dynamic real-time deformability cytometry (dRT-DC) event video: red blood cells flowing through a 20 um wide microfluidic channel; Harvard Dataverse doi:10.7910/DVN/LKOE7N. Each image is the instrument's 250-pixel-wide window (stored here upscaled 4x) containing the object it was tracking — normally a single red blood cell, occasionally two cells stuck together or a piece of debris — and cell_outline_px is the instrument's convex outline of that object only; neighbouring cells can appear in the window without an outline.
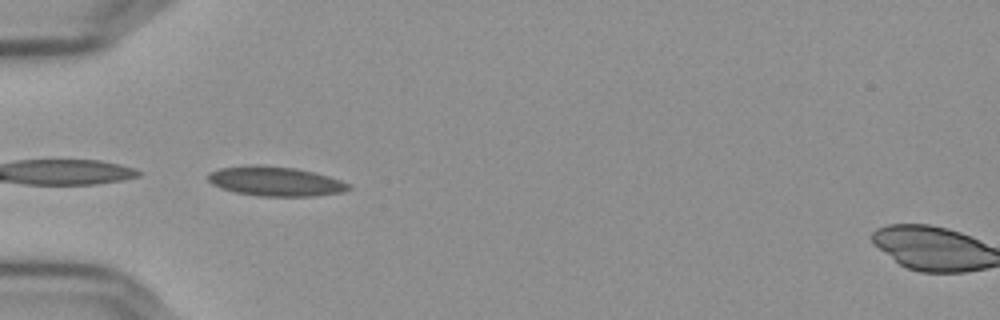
{"species": "Egyptian fruit bat (a non-hibernating species)", "species_latin": "Rousettus aegyptiacus", "temperature_condition": "cold", "stored_images_in_passage": 39, "camera_frame_rate_fps": 3000, "um_per_image_px": 0.085, "frame": {"image": 1, "passage_image": 1, "time_ms": 0.0, "image_size_px": [1000, 320], "cell_outline_px": [[352, 188], [344, 192], [316, 196], [260, 196], [236, 192], [220, 188], [212, 184], [208, 180], [208, 172], [220, 168], [252, 164], [264, 164], [296, 168], [328, 176], [352, 184]], "centroid_in_image_um": [23.42, 15.4], "position_along_channel_um": 61.6, "area_um2": 24.45}}
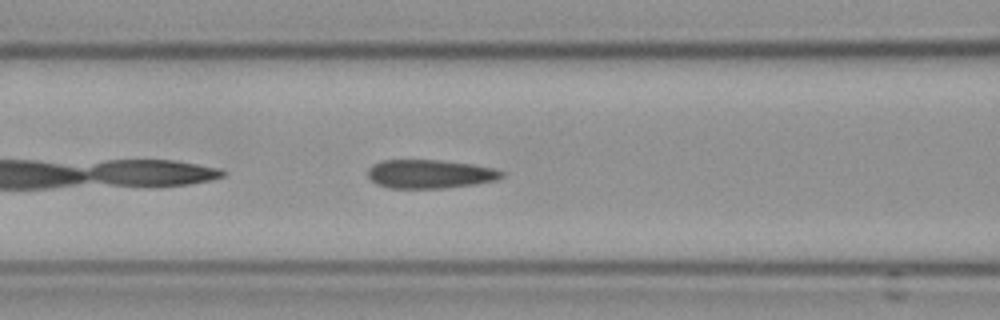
{"frame": {"image": 2, "passage_image": 7, "time_ms": 2.0, "image_size_px": [1000, 320], "cell_outline_px": [[504, 176], [496, 180], [476, 184], [444, 188], [388, 188], [376, 184], [368, 176], [368, 168], [372, 164], [380, 160], [440, 160], [472, 164], [492, 168], [504, 172]], "centroid_in_image_um": [36.52, 14.79], "position_along_channel_um": 130.1, "area_um2": 22.48}}
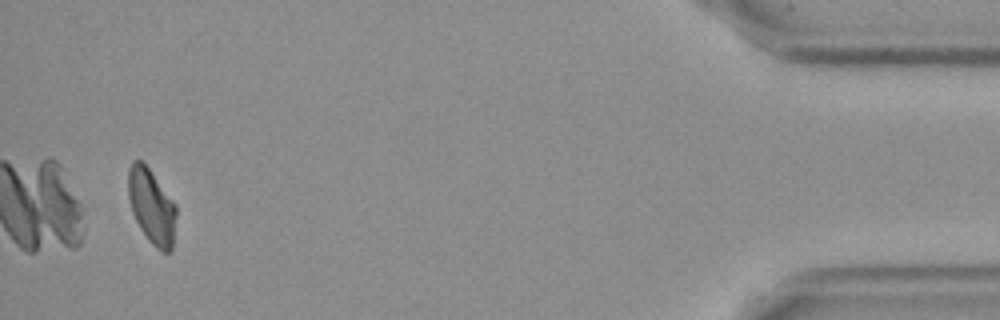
{"frame": {"image": 3, "passage_image": 37, "time_ms": 12.0, "image_size_px": [1000, 320], "cell_outline_px": [[176, 216], [172, 248], [168, 252], [160, 252], [148, 240], [140, 228], [132, 212], [128, 196], [128, 168], [132, 160], [144, 160], [176, 204]], "centroid_in_image_um": [12.88, 17.5], "position_along_channel_um": 422.3, "area_um2": 21.27}, "authors_computed_cell_mechanics": {"area_um2": 22.4264, "velocity_mm_per_s": 3.638, "shape_relaxation_time_tau1_ms": null, "shape_relaxation_time_tau2_ms": 3.2603, "deformation_change_tau1": null, "deformation_change_tau2": 0.0794}}